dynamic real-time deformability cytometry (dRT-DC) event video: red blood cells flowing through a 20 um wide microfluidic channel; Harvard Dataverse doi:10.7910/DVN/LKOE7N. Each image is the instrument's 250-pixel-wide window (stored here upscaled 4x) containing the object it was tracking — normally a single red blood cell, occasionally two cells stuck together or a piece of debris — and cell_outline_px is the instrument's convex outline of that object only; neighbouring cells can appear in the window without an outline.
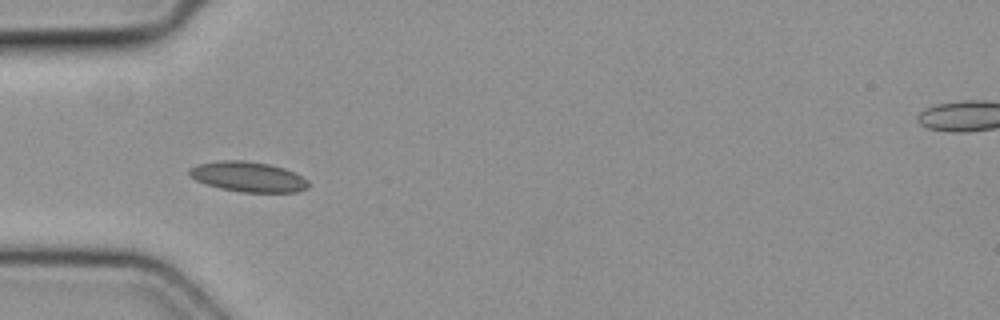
{"species": "common noctule bat (a hibernating species)", "species_latin": "Nyctalus noctula", "temperature_condition": "cold", "stored_images_in_passage": 34, "camera_frame_rate_fps": 3000, "um_per_image_px": 0.085, "animal": {"sex": "female", "body_mass_g": 19.3, "forearm_length_mm": 54.1}, "frame": {"image": 1, "passage_image": 1, "time_ms": 0.0, "image_size_px": [1000, 320], "cell_outline_px": [[308, 188], [296, 192], [240, 192], [220, 188], [196, 180], [188, 172], [192, 168], [200, 164], [220, 160], [244, 160], [268, 164], [284, 168], [308, 180]], "centroid_in_image_um": [21.12, 15.03], "position_along_channel_um": 63.9, "area_um2": 20.58}}
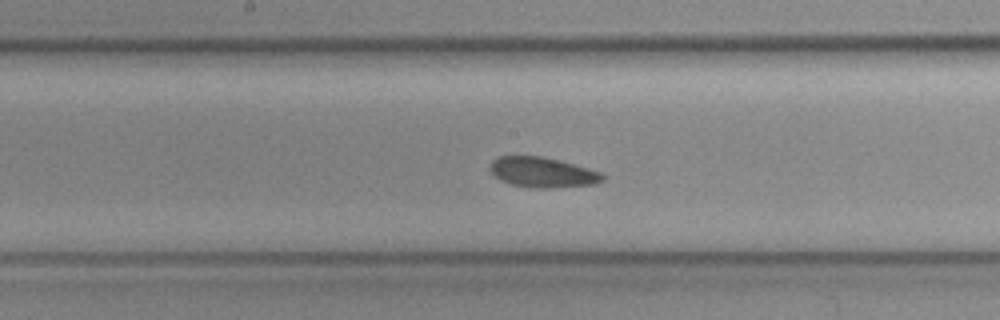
{"frame": {"image": 2, "passage_image": 11, "time_ms": 3.333, "image_size_px": [1000, 320], "cell_outline_px": [[604, 180], [596, 184], [552, 188], [532, 188], [512, 184], [500, 180], [488, 168], [492, 160], [500, 156], [544, 156], [560, 160], [588, 168], [600, 172], [604, 176]], "centroid_in_image_um": [46.12, 14.65], "position_along_channel_um": 202.1, "area_um2": 19.88}}
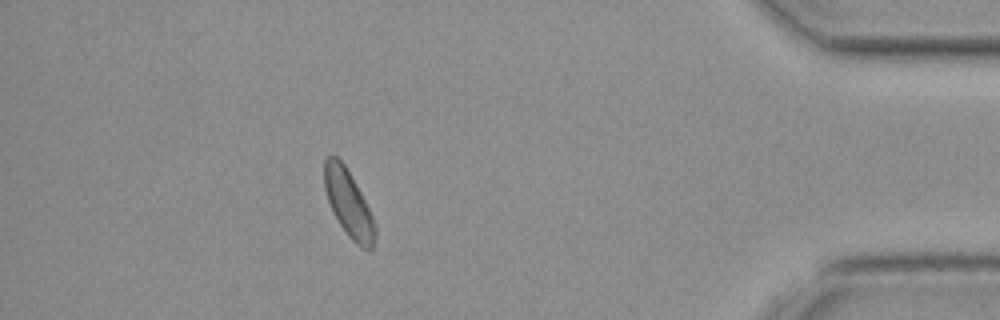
{"frame": {"image": 3, "passage_image": 29, "time_ms": 9.333, "image_size_px": [1000, 320], "cell_outline_px": [[376, 232], [372, 248], [368, 252], [360, 248], [348, 236], [332, 212], [324, 188], [324, 160], [328, 156], [336, 156], [344, 164], [360, 192], [376, 224]], "centroid_in_image_um": [29.62, 17.34], "position_along_channel_um": 405.6, "area_um2": 19.59}}